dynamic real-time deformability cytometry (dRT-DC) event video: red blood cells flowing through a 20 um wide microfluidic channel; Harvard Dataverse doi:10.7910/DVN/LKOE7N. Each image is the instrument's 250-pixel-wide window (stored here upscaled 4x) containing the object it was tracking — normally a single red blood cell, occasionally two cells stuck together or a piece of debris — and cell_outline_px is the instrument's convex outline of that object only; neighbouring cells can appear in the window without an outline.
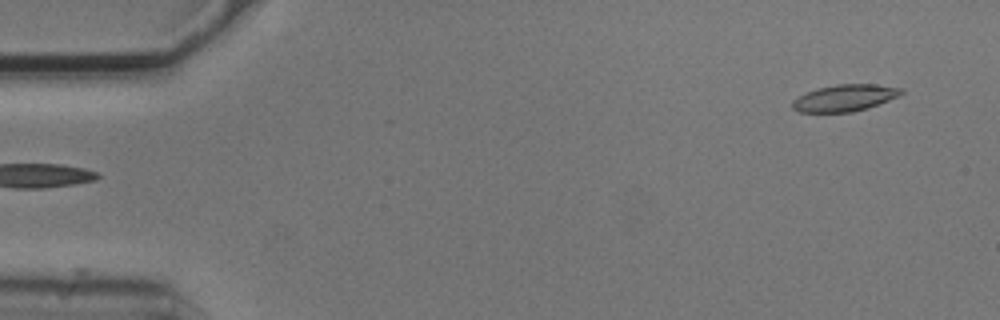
{"species": "common noctule bat (a hibernating species)", "species_latin": "Nyctalus noctula", "temperature_condition": "cold", "stored_images_in_passage": 6, "segment_of_instrument_passage": [2, 2], "camera_frame_rate_fps": 3000, "um_per_image_px": 0.085, "animal": {"sex": "male", "body_mass_g": 20.5, "forearm_length_mm": 52.5}, "frame": {"image": 1, "passage_image": 6, "time_ms": 1.667, "image_size_px": [1000, 320], "cell_outline_px": [[904, 92], [900, 96], [868, 108], [852, 112], [800, 112], [792, 108], [792, 100], [816, 88], [836, 84], [876, 84], [904, 88]], "centroid_in_image_um": [71.85, 8.31], "position_along_channel_um": 13.2, "area_um2": 17.05}}